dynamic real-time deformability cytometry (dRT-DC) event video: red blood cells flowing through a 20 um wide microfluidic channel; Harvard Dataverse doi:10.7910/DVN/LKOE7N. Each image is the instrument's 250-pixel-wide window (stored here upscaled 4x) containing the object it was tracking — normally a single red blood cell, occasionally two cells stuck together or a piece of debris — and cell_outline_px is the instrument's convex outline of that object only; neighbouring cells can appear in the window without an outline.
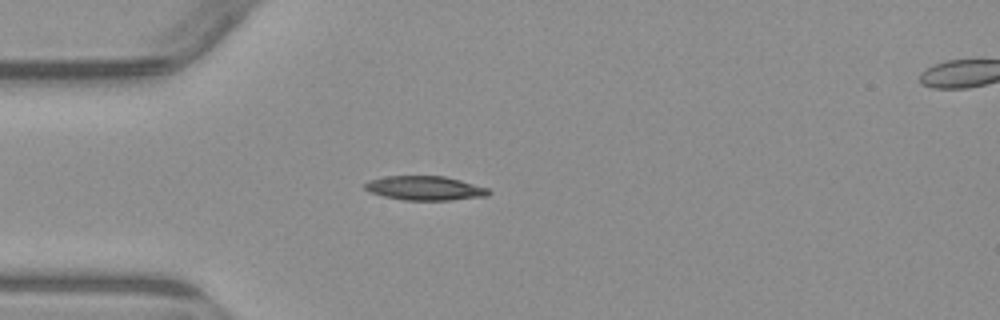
{"species": "common noctule bat (a hibernating species)", "species_latin": "Nyctalus noctula", "temperature_condition": "warm", "stored_images_in_passage": 4, "segment_of_instrument_passage": [1, 2], "camera_frame_rate_fps": 3000, "um_per_image_px": 0.085, "animal": {"sex": "male", "body_mass_g": 23.1, "forearm_length_mm": 52.7}, "frame": {"image": 1, "passage_image": 3, "time_ms": 2.333, "image_size_px": [1000, 320], "cell_outline_px": [[492, 192], [488, 196], [452, 200], [404, 200], [384, 196], [372, 192], [364, 188], [364, 184], [368, 180], [384, 176], [444, 176], [460, 180], [488, 188]], "centroid_in_image_um": [36.14, 15.99], "position_along_channel_um": 48.9, "area_um2": 17.46}}